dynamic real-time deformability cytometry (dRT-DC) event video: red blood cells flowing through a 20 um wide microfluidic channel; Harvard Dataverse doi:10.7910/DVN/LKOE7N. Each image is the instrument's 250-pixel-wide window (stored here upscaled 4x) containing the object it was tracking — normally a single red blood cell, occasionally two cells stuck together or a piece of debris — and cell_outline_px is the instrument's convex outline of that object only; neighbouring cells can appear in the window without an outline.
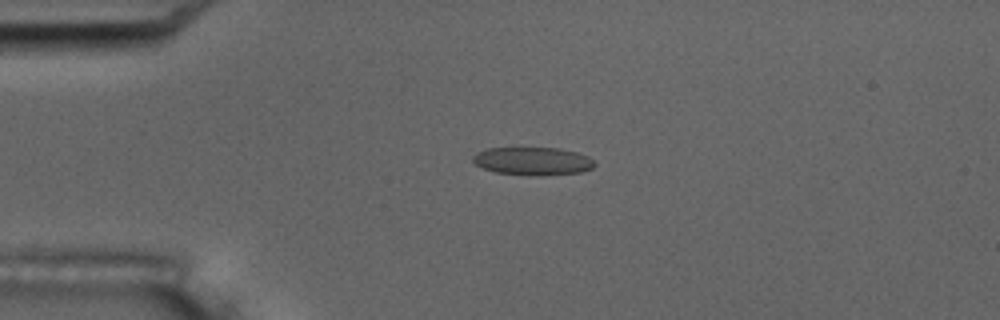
{"species": "common noctule bat (a hibernating species)", "species_latin": "Nyctalus noctula", "temperature_condition": "room temperature", "stored_images_in_passage": 4, "camera_frame_rate_fps": 3000, "um_per_image_px": 0.085, "animal": {"sex": "male", "body_mass_g": 17.5, "forearm_length_mm": 52.3}, "frame": {"image": 1, "passage_image": 3, "time_ms": 2.333, "image_size_px": [1000, 320], "cell_outline_px": [[596, 164], [592, 168], [584, 172], [540, 176], [528, 176], [496, 172], [484, 168], [476, 164], [472, 160], [472, 156], [476, 152], [488, 148], [560, 148], [576, 152], [588, 156]], "centroid_in_image_um": [45.3, 13.7], "position_along_channel_um": 39.7, "area_um2": 20.06}}